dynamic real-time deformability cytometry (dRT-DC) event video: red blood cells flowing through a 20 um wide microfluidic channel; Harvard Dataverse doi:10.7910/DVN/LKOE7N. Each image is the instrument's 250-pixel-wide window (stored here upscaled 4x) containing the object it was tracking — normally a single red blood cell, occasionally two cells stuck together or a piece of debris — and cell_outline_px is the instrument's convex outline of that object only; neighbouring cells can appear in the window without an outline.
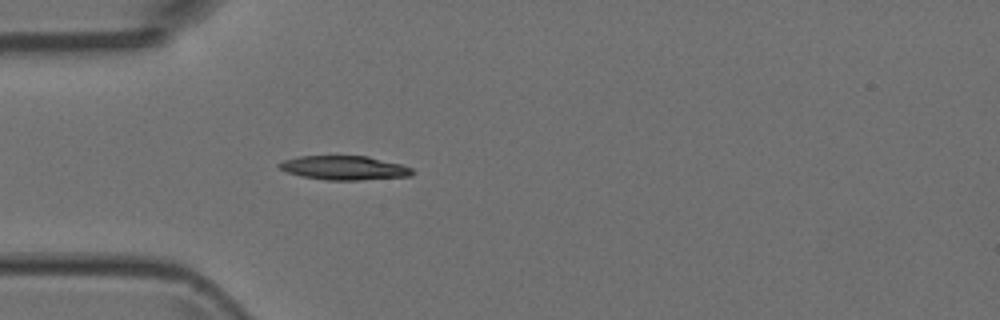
{"species": "Egyptian fruit bat (a non-hibernating species)", "species_latin": "Rousettus aegyptiacus", "temperature_condition": "room temperature", "stored_images_in_passage": 1, "camera_frame_rate_fps": 3000, "um_per_image_px": 0.085, "animal": {"sex": "female"}, "frame": {"image": 1, "passage_image": 1, "time_ms": 0.0, "image_size_px": [1000, 320], "cell_outline_px": [[412, 176], [360, 180], [328, 180], [304, 176], [288, 172], [280, 168], [276, 164], [284, 160], [300, 156], [368, 156], [400, 164], [412, 168]], "centroid_in_image_um": [29.27, 14.26], "position_along_channel_um": 55.7, "area_um2": 18.44}}